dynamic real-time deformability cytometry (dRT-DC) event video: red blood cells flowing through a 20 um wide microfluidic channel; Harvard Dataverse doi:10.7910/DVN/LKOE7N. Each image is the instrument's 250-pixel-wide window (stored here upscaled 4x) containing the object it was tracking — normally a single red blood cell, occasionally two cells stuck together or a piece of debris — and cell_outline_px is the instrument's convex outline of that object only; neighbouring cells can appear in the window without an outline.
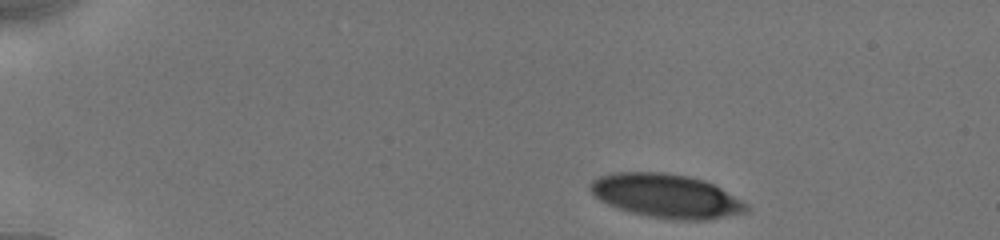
{"species": "human", "species_latin": "Homo sapiens", "temperature_condition": "cold", "stored_images_in_passage": 20, "camera_frame_rate_fps": 3000, "um_per_image_px": 0.085, "donor": {"sex": "male"}, "frame": {"image": 1, "passage_image": 1, "time_ms": 0.0, "image_size_px": [1000, 240], "cell_outline_px": [[748, 208], [744, 212], [708, 220], [676, 220], [648, 216], [628, 212], [616, 208], [600, 200], [588, 188], [592, 180], [600, 176], [616, 172], [664, 172], [688, 176], [704, 180], [720, 188], [748, 204]], "centroid_in_image_um": [56.6, 16.65], "position_along_channel_um": 28.4, "area_um2": 39.71}}
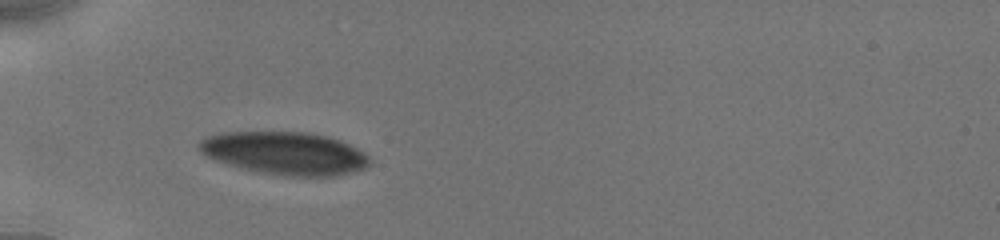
{"frame": {"image": 2, "passage_image": 19, "time_ms": 3.0, "image_size_px": [1000, 240], "cell_outline_px": [[372, 160], [368, 168], [332, 176], [288, 176], [264, 172], [244, 168], [228, 164], [216, 160], [200, 152], [196, 144], [200, 140], [208, 136], [220, 132], [312, 132], [328, 136], [340, 140], [364, 152]], "centroid_in_image_um": [24.24, 13.01], "position_along_channel_um": 60.8, "area_um2": 42.48}}